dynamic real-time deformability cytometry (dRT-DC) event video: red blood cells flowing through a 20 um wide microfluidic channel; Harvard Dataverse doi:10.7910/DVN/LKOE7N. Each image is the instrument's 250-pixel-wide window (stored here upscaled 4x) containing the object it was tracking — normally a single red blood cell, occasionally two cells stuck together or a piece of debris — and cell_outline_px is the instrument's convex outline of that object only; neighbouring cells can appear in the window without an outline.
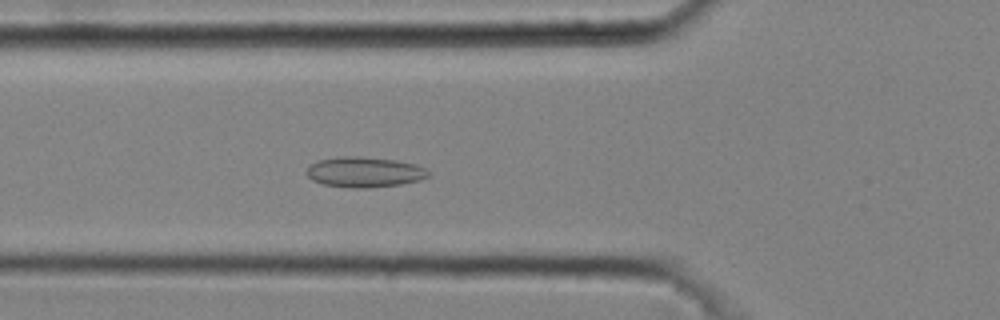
{"species": "common noctule bat (a hibernating species)", "species_latin": "Nyctalus noctula", "temperature_condition": "cold", "stored_images_in_passage": 35, "camera_frame_rate_fps": 3000, "um_per_image_px": 0.085, "animal": {"sex": "male", "body_mass_g": 20.4}, "frame": {"image": 1, "passage_image": 9, "time_ms": 2.667, "image_size_px": [1000, 320], "cell_outline_px": [[432, 172], [428, 176], [420, 180], [400, 184], [368, 188], [348, 188], [324, 184], [312, 180], [308, 176], [308, 168], [316, 160], [340, 156], [360, 156], [396, 160], [416, 164]], "centroid_in_image_um": [31.0, 14.62], "position_along_channel_um": 94.8, "area_um2": 21.62}}
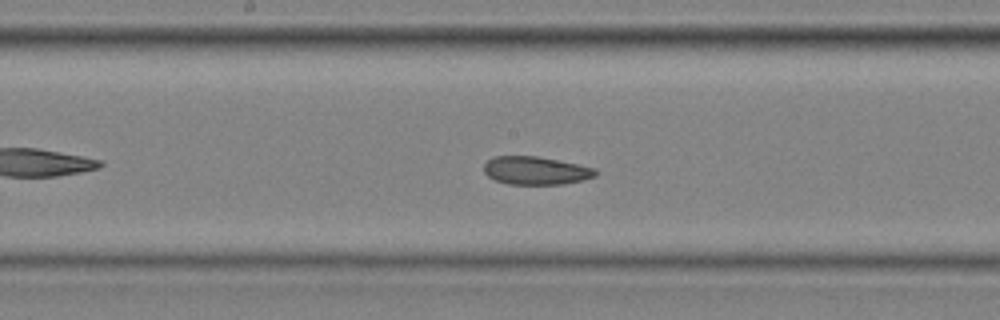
{"frame": {"image": 2, "passage_image": 17, "time_ms": 5.333, "image_size_px": [1000, 320], "cell_outline_px": [[600, 172], [596, 176], [584, 180], [564, 184], [508, 184], [496, 180], [488, 176], [484, 172], [484, 164], [488, 160], [496, 156], [536, 156], [596, 168]], "centroid_in_image_um": [45.58, 14.5], "position_along_channel_um": 202.6, "area_um2": 18.26}}
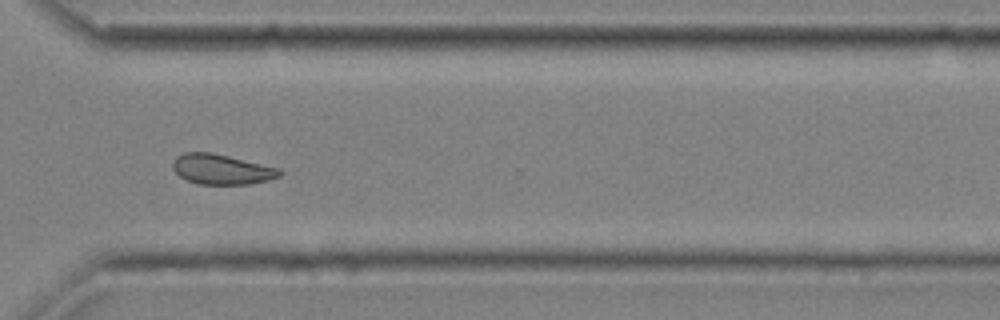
{"frame": {"image": 3, "passage_image": 28, "time_ms": 9.0, "image_size_px": [1000, 320], "cell_outline_px": [[284, 172], [280, 176], [268, 180], [248, 184], [196, 184], [180, 176], [172, 168], [172, 160], [176, 156], [184, 152], [212, 152], [280, 168]], "centroid_in_image_um": [18.83, 14.38], "position_along_channel_um": 351.8, "area_um2": 18.9}, "authors_computed_cell_mechanics": {"area_um2": 19.0162, "velocity_mm_per_s": 4.0486, "shape_relaxation_time_tau1_ms": null, "shape_relaxation_time_tau2_ms": 3.3457, "deformation_change_tau1": null, "deformation_change_tau2": 0.0761}}